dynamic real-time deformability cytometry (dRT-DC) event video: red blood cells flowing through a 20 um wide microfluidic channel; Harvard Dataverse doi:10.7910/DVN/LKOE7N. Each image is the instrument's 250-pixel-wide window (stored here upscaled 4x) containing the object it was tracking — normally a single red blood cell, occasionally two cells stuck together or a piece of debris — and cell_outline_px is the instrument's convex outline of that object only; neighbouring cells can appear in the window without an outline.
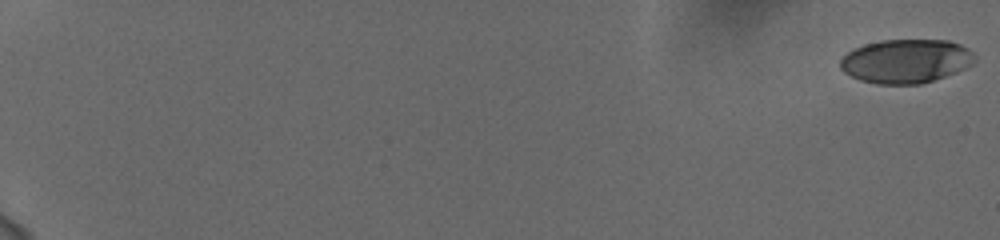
{"species": "human", "species_latin": "Homo sapiens", "temperature_condition": "cold", "stored_images_in_passage": 58, "camera_frame_rate_fps": 3000, "um_per_image_px": 0.085, "donor": {"sex": "female"}, "frame": {"image": 1, "passage_image": 1, "time_ms": 0.0, "image_size_px": [1000, 240], "cell_outline_px": [[976, 60], [968, 68], [920, 84], [876, 84], [860, 80], [844, 72], [840, 68], [840, 60], [852, 48], [864, 44], [880, 40], [948, 40], [960, 44], [968, 48], [976, 56]], "centroid_in_image_um": [77.01, 5.19], "position_along_channel_um": 8.0, "area_um2": 34.56}}
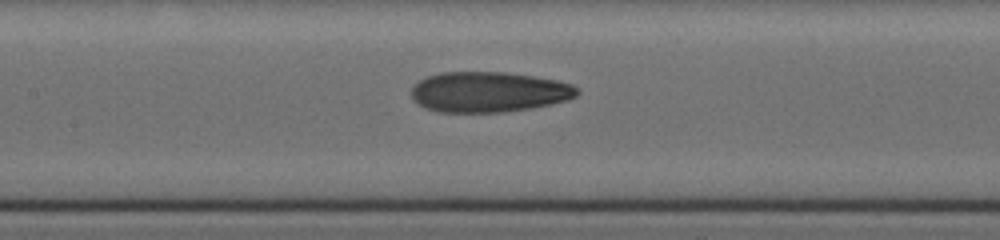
{"frame": {"image": 2, "passage_image": 32, "time_ms": 10.333, "image_size_px": [1000, 240], "cell_outline_px": [[580, 92], [576, 96], [568, 100], [552, 104], [532, 108], [504, 112], [436, 112], [424, 108], [412, 100], [412, 84], [428, 76], [440, 72], [508, 72], [556, 80], [572, 84]], "centroid_in_image_um": [41.52, 7.82], "position_along_channel_um": 165.9, "area_um2": 39.36}}
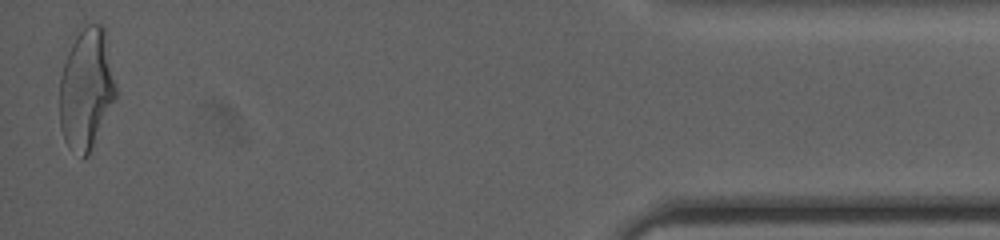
{"frame": {"image": 3, "passage_image": 58, "time_ms": 19.0, "image_size_px": [1000, 240], "cell_outline_px": [[116, 96], [88, 156], [84, 160], [68, 148], [64, 140], [60, 128], [60, 76], [68, 52], [84, 20], [100, 24], [104, 28], [116, 88]], "centroid_in_image_um": [7.32, 7.56], "position_along_channel_um": 427.9, "area_um2": 39.71}, "authors_computed_cell_mechanics": {"area_um2": 37.8012, "velocity_mm_per_s": 3.7735, "shape_relaxation_time_tau1_ms": null, "shape_relaxation_time_tau2_ms": 1.7865, "deformation_change_tau1": null, "deformation_change_tau2": 0.0937}}